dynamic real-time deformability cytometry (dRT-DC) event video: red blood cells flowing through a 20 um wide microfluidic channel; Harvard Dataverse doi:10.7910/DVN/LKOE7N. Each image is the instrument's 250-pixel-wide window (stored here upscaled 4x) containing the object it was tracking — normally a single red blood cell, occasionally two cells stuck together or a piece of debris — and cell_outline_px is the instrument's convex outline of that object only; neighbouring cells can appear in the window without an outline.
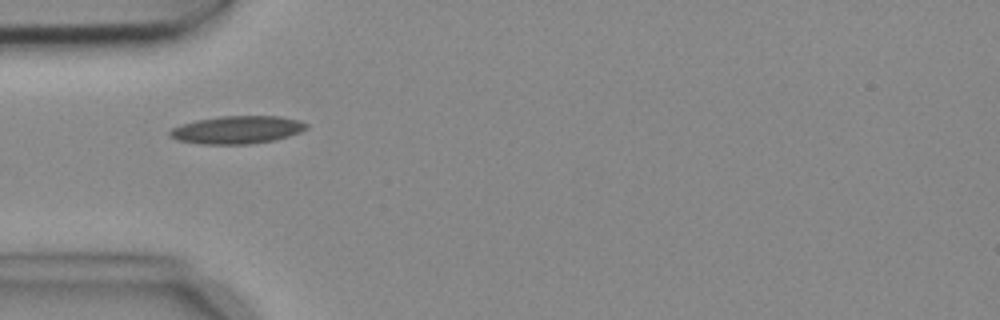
{"species": "common noctule bat (a hibernating species)", "species_latin": "Nyctalus noctula", "temperature_condition": "cold", "stored_images_in_passage": 8, "camera_frame_rate_fps": 3000, "um_per_image_px": 0.085, "animal": {"sex": "female", "body_mass_g": 18.4}, "frame": {"image": 1, "passage_image": 4, "time_ms": 1.0, "image_size_px": [1000, 320], "cell_outline_px": [[308, 128], [300, 132], [276, 140], [248, 144], [200, 144], [176, 140], [168, 136], [168, 132], [172, 128], [180, 124], [196, 120], [220, 116], [280, 116], [300, 120], [308, 124]], "centroid_in_image_um": [20.14, 11.03], "position_along_channel_um": 64.9, "area_um2": 22.37}}
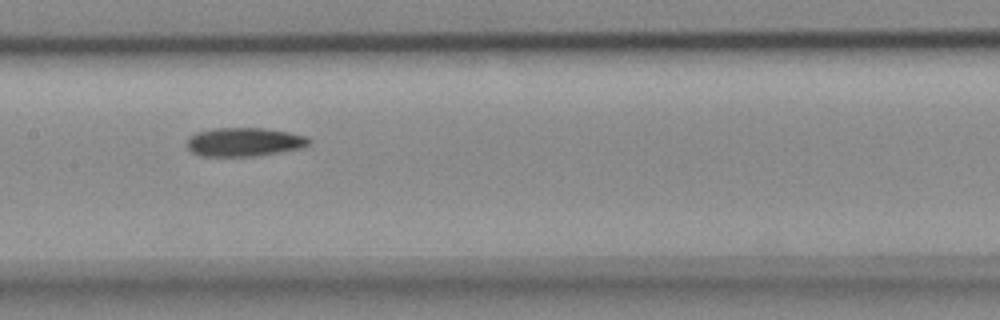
{"frame": {"image": 2, "passage_image": 7, "time_ms": 2.0, "image_size_px": [1000, 320], "cell_outline_px": [[312, 140], [308, 144], [300, 148], [280, 152], [256, 156], [200, 156], [192, 152], [188, 148], [188, 140], [196, 132], [212, 128], [264, 128], [288, 132], [308, 136]], "centroid_in_image_um": [20.77, 12.06], "position_along_channel_um": 186.6, "area_um2": 20.4}}
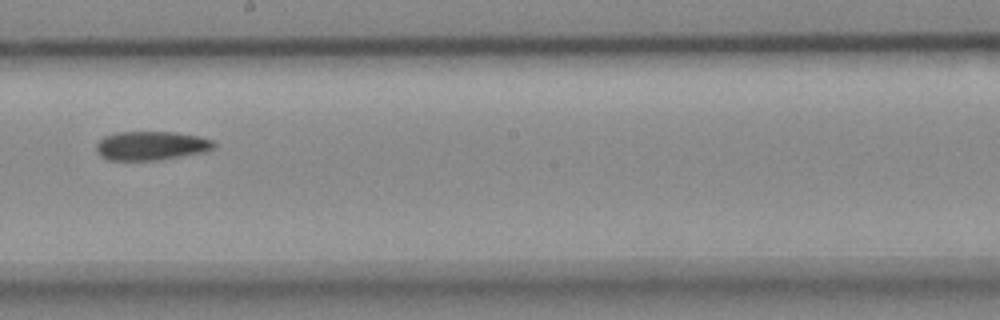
{"frame": {"image": 3, "passage_image": 8, "time_ms": 2.333, "image_size_px": [1000, 320], "cell_outline_px": [[216, 148], [208, 152], [160, 160], [108, 160], [100, 156], [96, 152], [96, 144], [104, 136], [120, 132], [176, 132], [200, 136], [212, 140], [216, 144]], "centroid_in_image_um": [12.9, 12.39], "position_along_channel_um": 235.3, "area_um2": 20.17}}